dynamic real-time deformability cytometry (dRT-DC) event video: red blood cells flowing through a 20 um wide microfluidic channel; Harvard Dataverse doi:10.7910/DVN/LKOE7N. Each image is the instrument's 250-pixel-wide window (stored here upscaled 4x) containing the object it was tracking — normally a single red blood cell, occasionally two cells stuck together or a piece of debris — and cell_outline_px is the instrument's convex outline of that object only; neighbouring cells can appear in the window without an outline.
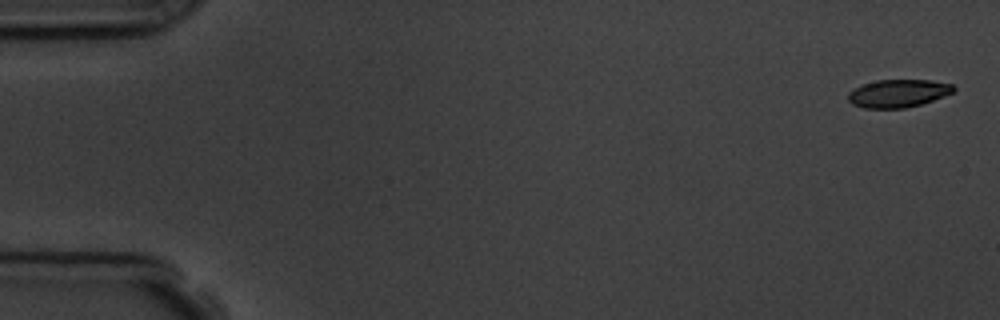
{"species": "common noctule bat (a hibernating species)", "species_latin": "Nyctalus noctula", "temperature_condition": "room temperature", "stored_images_in_passage": 6, "camera_frame_rate_fps": 3000, "um_per_image_px": 0.085, "animal": {"sex": "male", "body_mass_g": 19.5, "forearm_length_mm": 54.6}, "frame": {"image": 1, "passage_image": 1, "time_ms": 0.0, "image_size_px": [1000, 320], "cell_outline_px": [[956, 88], [952, 92], [944, 96], [920, 104], [904, 108], [864, 108], [852, 104], [848, 100], [848, 92], [864, 84], [876, 80], [928, 80], [952, 84]], "centroid_in_image_um": [76.33, 7.93], "position_along_channel_um": 8.7, "area_um2": 16.94}}
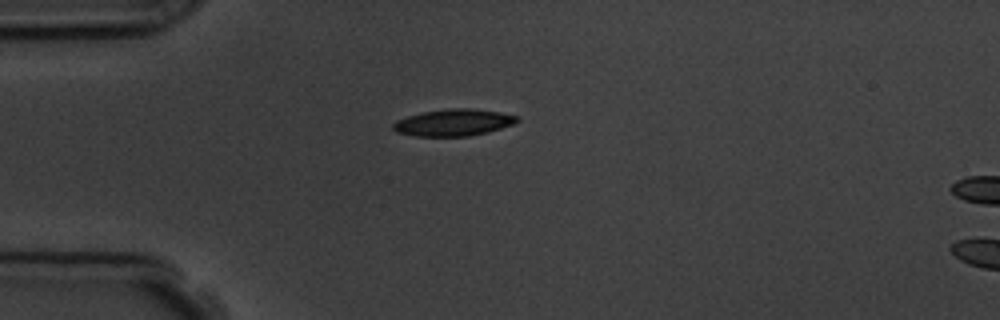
{"frame": {"image": 2, "passage_image": 5, "time_ms": 4.333, "image_size_px": [1000, 320], "cell_outline_px": [[520, 120], [512, 124], [488, 132], [468, 136], [416, 136], [396, 132], [392, 128], [392, 124], [396, 120], [408, 116], [424, 112], [452, 108], [472, 108], [500, 112], [516, 116]], "centroid_in_image_um": [38.53, 10.42], "position_along_channel_um": 46.5, "area_um2": 19.19}}